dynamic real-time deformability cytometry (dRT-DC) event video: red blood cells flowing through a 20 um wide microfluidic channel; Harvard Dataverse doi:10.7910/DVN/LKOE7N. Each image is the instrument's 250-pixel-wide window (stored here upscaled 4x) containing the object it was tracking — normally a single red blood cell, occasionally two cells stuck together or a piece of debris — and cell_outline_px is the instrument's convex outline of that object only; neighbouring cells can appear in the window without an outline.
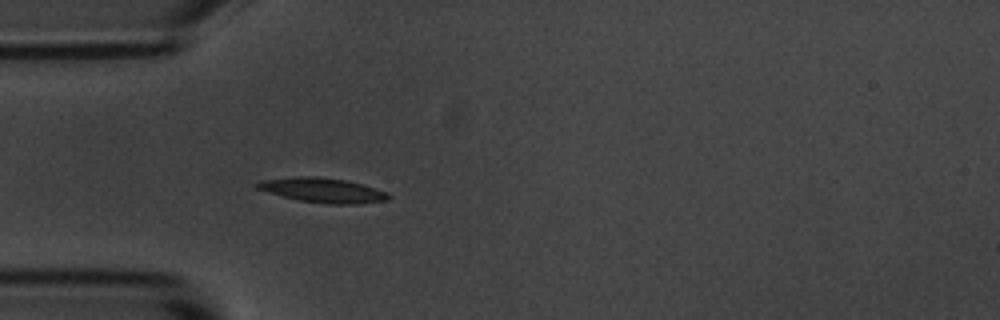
{"species": "common noctule bat (a hibernating species)", "species_latin": "Nyctalus noctula", "temperature_condition": "room temperature", "stored_images_in_passage": 2, "camera_frame_rate_fps": 3000, "um_per_image_px": 0.085, "animal": {"sex": "male", "body_mass_g": 20.1, "forearm_length_mm": 53.5}, "frame": {"image": 1, "passage_image": 2, "time_ms": 1.0, "image_size_px": [1000, 320], "cell_outline_px": [[392, 196], [388, 200], [356, 204], [328, 204], [300, 200], [268, 192], [256, 188], [252, 184], [264, 180], [300, 176], [316, 176], [344, 180], [360, 184], [388, 192]], "centroid_in_image_um": [27.45, 16.17], "position_along_channel_um": 57.6, "area_um2": 18.61}}